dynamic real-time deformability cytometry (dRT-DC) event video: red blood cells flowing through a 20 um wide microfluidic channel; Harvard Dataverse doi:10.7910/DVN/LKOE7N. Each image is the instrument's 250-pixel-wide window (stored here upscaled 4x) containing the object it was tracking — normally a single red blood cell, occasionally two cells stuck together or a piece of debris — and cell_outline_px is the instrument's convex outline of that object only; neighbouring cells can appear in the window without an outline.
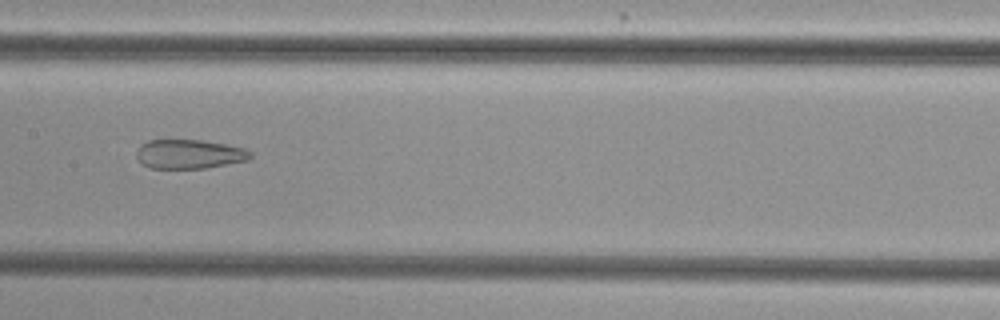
{"species": "common noctule bat (a hibernating species)", "species_latin": "Nyctalus noctula", "temperature_condition": "cold", "stored_images_in_passage": 8, "camera_frame_rate_fps": 3000, "um_per_image_px": 0.085, "animal": {"sex": "female", "body_mass_g": 29.2, "forearm_length_mm": 56.3}, "frame": {"image": 1, "passage_image": 7, "time_ms": 7.0, "image_size_px": [1000, 320], "cell_outline_px": [[252, 156], [248, 160], [204, 168], [148, 168], [136, 156], [136, 152], [140, 144], [148, 140], [200, 140], [224, 144], [244, 148], [252, 152]], "centroid_in_image_um": [16.08, 13.09], "position_along_channel_um": 191.3, "area_um2": 19.25}}
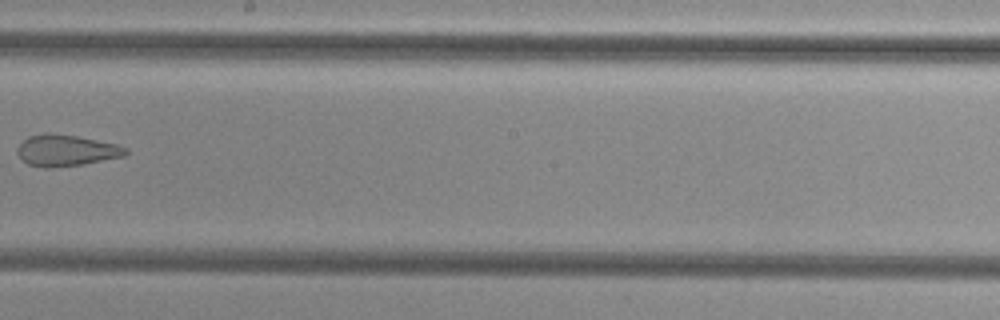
{"frame": {"image": 2, "passage_image": 8, "time_ms": 8.333, "image_size_px": [1000, 320], "cell_outline_px": [[128, 152], [124, 156], [84, 164], [52, 168], [44, 168], [28, 164], [20, 160], [16, 152], [16, 148], [28, 136], [44, 132], [76, 136], [116, 144], [128, 148]], "centroid_in_image_um": [5.58, 12.79], "position_along_channel_um": 242.6, "area_um2": 19.94}}